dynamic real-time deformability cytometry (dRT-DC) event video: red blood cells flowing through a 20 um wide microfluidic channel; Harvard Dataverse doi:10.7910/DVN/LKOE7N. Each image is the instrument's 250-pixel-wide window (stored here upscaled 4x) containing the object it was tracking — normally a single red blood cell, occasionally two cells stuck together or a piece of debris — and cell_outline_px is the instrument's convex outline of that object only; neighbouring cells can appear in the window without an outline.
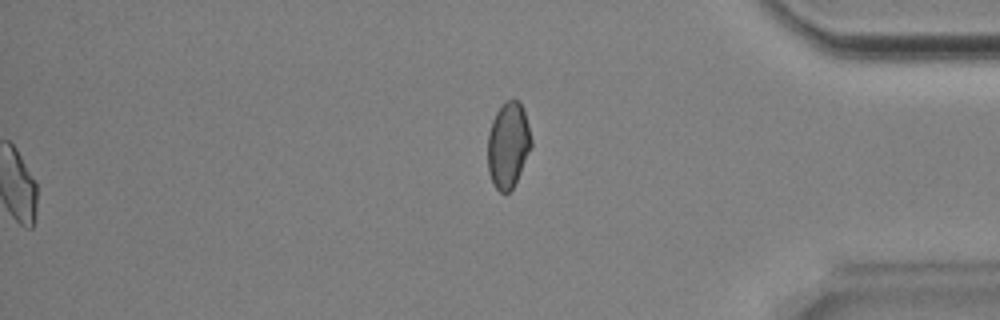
{"species": "Egyptian fruit bat (a non-hibernating species)", "species_latin": "Rousettus aegyptiacus", "temperature_condition": "room temperature", "stored_images_in_passage": 54, "segment_of_instrument_passage": [2, 2], "camera_frame_rate_fps": 3000, "um_per_image_px": 0.085, "animal": {"sex": "male"}, "frame": {"image": 1, "passage_image": 54, "time_ms": 17.667, "image_size_px": [1000, 320], "cell_outline_px": [[532, 144], [520, 172], [512, 188], [508, 192], [500, 192], [496, 188], [488, 172], [488, 132], [492, 120], [496, 112], [508, 100], [520, 100], [524, 108], [532, 140]], "centroid_in_image_um": [43.19, 12.3], "position_along_channel_um": 392.0, "area_um2": 21.56}}